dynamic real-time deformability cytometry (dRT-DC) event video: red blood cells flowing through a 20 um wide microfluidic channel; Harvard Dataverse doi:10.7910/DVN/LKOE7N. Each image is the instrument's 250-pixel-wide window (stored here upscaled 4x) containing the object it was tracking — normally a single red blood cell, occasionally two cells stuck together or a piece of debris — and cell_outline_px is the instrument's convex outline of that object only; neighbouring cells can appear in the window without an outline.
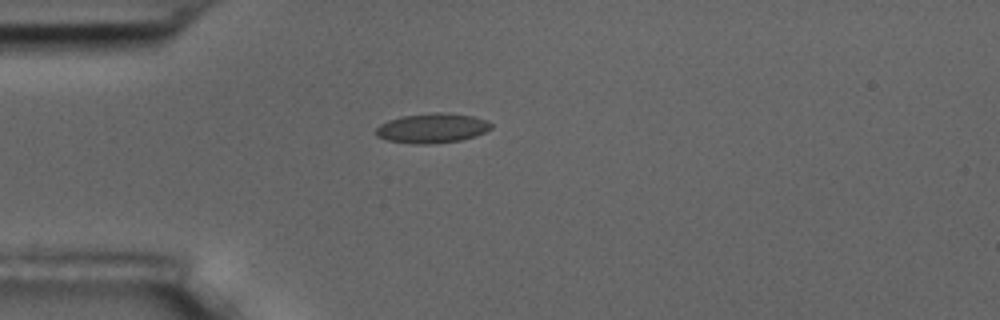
{"species": "common noctule bat (a hibernating species)", "species_latin": "Nyctalus noctula", "temperature_condition": "room temperature", "stored_images_in_passage": 41, "camera_frame_rate_fps": 3000, "um_per_image_px": 0.085, "animal": {"sex": "male", "body_mass_g": 17.5, "forearm_length_mm": 52.3}, "frame": {"image": 1, "passage_image": 1, "time_ms": 0.0, "image_size_px": [1000, 320], "cell_outline_px": [[492, 128], [476, 136], [460, 140], [428, 144], [416, 144], [388, 140], [376, 136], [376, 128], [380, 124], [388, 120], [400, 116], [436, 112], [448, 112], [472, 116], [488, 120], [492, 124]], "centroid_in_image_um": [36.74, 10.88], "position_along_channel_um": 48.3, "area_um2": 20.0}}
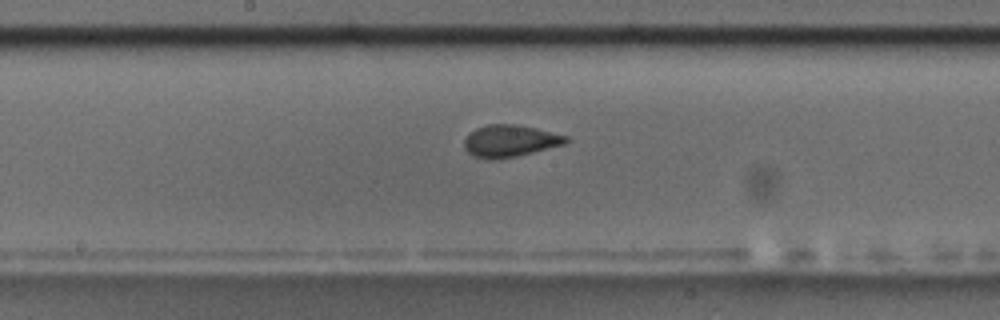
{"frame": {"image": 2, "passage_image": 15, "time_ms": 4.667, "image_size_px": [1000, 320], "cell_outline_px": [[572, 140], [564, 144], [516, 156], [496, 160], [488, 160], [472, 156], [464, 148], [464, 140], [476, 128], [488, 124], [516, 124], [536, 128], [568, 136]], "centroid_in_image_um": [43.35, 11.98], "position_along_channel_um": 204.9, "area_um2": 19.02}}
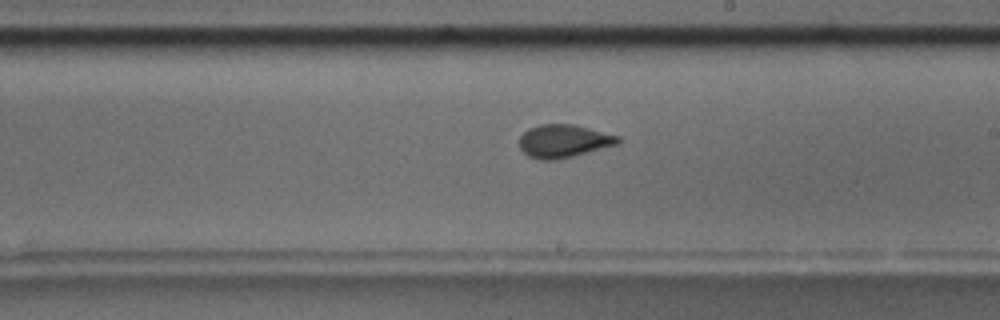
{"frame": {"image": 3, "passage_image": 18, "time_ms": 5.667, "image_size_px": [1000, 320], "cell_outline_px": [[620, 144], [556, 160], [540, 160], [528, 156], [520, 148], [520, 136], [528, 128], [540, 124], [572, 124], [620, 136]], "centroid_in_image_um": [47.91, 11.99], "position_along_channel_um": 241.1, "area_um2": 18.96}, "authors_computed_cell_mechanics": {"area_um2": 18.8428, "velocity_mm_per_s": 3.6427, "shape_relaxation_time_tau1_ms": null, "shape_relaxation_time_tau2_ms": 1.0098, "deformation_change_tau1": null, "deformation_change_tau2": 0.042}}